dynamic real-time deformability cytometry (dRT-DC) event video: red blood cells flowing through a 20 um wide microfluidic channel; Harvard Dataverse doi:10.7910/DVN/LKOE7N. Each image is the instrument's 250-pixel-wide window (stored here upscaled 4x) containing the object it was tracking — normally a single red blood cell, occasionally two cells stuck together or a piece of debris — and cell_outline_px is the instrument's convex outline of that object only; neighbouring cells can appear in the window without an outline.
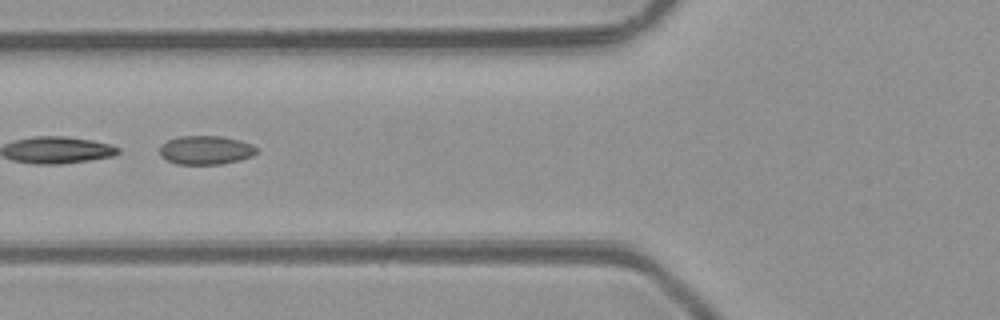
{"species": "common noctule bat (a hibernating species)", "species_latin": "Nyctalus noctula", "temperature_condition": "room temperature", "stored_images_in_passage": 6, "camera_frame_rate_fps": 3000, "um_per_image_px": 0.085, "animal": {"sex": "male", "body_mass_g": 23.1, "forearm_length_mm": 52.7}, "frame": {"image": 1, "passage_image": 5, "time_ms": 4.667, "image_size_px": [1000, 320], "cell_outline_px": [[256, 152], [252, 156], [240, 160], [220, 164], [176, 164], [160, 156], [160, 144], [168, 140], [180, 136], [220, 136], [240, 140], [252, 144], [256, 148]], "centroid_in_image_um": [17.47, 12.75], "position_along_channel_um": 108.3, "area_um2": 16.24}}
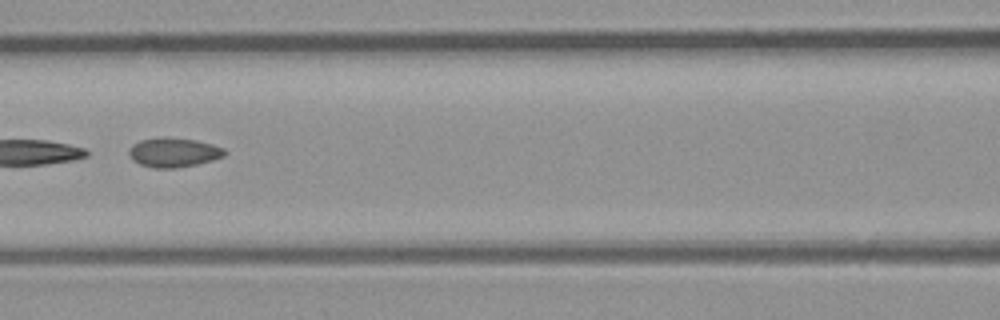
{"frame": {"image": 2, "passage_image": 6, "time_ms": 5.667, "image_size_px": [1000, 320], "cell_outline_px": [[228, 152], [224, 156], [212, 160], [196, 164], [176, 168], [152, 168], [140, 164], [132, 160], [128, 152], [132, 144], [140, 140], [196, 140], [212, 144], [224, 148]], "centroid_in_image_um": [14.78, 13.01], "position_along_channel_um": 151.8, "area_um2": 15.72}}